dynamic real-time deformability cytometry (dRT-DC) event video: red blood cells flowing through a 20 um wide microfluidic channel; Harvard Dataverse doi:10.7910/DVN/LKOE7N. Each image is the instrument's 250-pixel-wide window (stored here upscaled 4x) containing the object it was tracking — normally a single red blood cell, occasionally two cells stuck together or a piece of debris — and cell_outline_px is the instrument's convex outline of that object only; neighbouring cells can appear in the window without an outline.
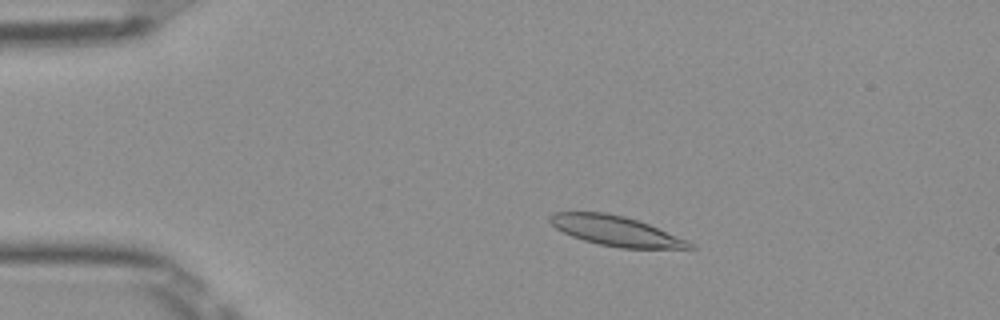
{"species": "Egyptian fruit bat (a non-hibernating species)", "species_latin": "Rousettus aegyptiacus", "temperature_condition": "room temperature", "stored_images_in_passage": 10, "segment_of_instrument_passage": [1, 2], "camera_frame_rate_fps": 3000, "um_per_image_px": 0.085, "frame": {"image": 1, "passage_image": 9, "time_ms": 2.667, "image_size_px": [1000, 320], "cell_outline_px": [[696, 248], [620, 248], [600, 244], [584, 240], [572, 236], [556, 228], [548, 220], [548, 216], [556, 212], [604, 212], [624, 216], [648, 224], [688, 240]], "centroid_in_image_um": [52.33, 19.62], "position_along_channel_um": 32.7, "area_um2": 23.99}}